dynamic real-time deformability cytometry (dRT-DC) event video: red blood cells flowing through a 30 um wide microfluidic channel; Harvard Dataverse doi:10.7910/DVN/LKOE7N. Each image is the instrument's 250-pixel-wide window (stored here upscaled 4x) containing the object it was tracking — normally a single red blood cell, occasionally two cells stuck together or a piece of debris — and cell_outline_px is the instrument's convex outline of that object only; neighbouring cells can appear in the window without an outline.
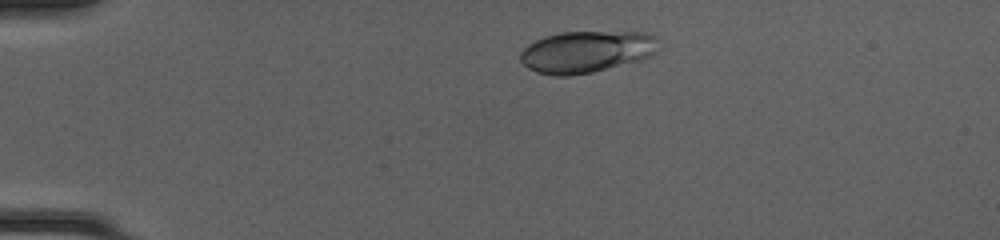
{"species": "common noctule bat (a hibernating species)", "species_latin": "Nyctalus noctula", "temperature_condition": "cold", "stored_images_in_passage": 45, "camera_frame_rate_fps": 3000, "um_per_image_px": 0.085, "animal": {"sex": "female", "body_mass_g": 20.0, "forearm_length_mm": 54.0}, "frame": {"image": 1, "passage_image": 6, "time_ms": 1.667, "image_size_px": [1000, 240], "cell_outline_px": [[656, 52], [652, 56], [640, 60], [592, 72], [568, 76], [556, 76], [536, 72], [528, 68], [520, 60], [520, 52], [528, 44], [544, 36], [560, 32], [644, 32], [656, 36]], "centroid_in_image_um": [49.83, 4.39], "position_along_channel_um": 35.2, "area_um2": 33.64}}
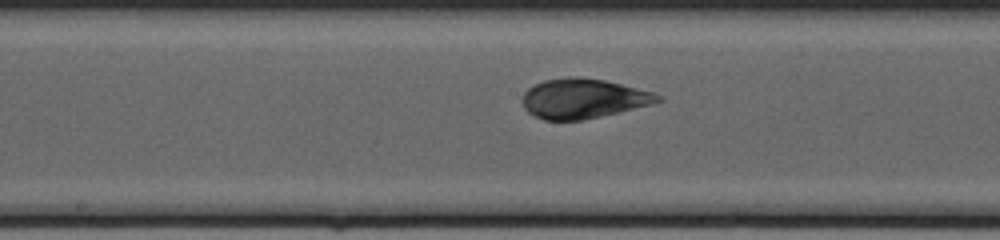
{"frame": {"image": 2, "passage_image": 22, "time_ms": 7.0, "image_size_px": [1000, 240], "cell_outline_px": [[664, 100], [652, 104], [620, 112], [584, 120], [544, 120], [532, 116], [524, 108], [524, 92], [528, 88], [544, 80], [568, 76], [576, 76], [604, 80], [656, 92]], "centroid_in_image_um": [49.6, 8.38], "position_along_channel_um": 198.6, "area_um2": 31.5}}
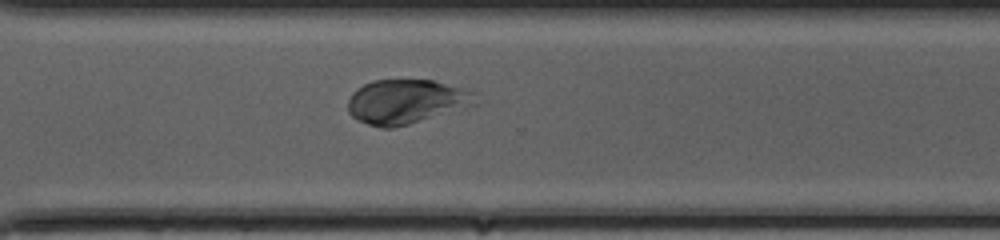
{"frame": {"image": 3, "passage_image": 32, "time_ms": 10.333, "image_size_px": [1000, 240], "cell_outline_px": [[480, 104], [396, 128], [380, 128], [356, 120], [348, 112], [348, 100], [352, 92], [356, 88], [372, 80], [432, 80], [464, 88], [476, 92]], "centroid_in_image_um": [34.57, 8.64], "position_along_channel_um": 336.0, "area_um2": 33.58}}